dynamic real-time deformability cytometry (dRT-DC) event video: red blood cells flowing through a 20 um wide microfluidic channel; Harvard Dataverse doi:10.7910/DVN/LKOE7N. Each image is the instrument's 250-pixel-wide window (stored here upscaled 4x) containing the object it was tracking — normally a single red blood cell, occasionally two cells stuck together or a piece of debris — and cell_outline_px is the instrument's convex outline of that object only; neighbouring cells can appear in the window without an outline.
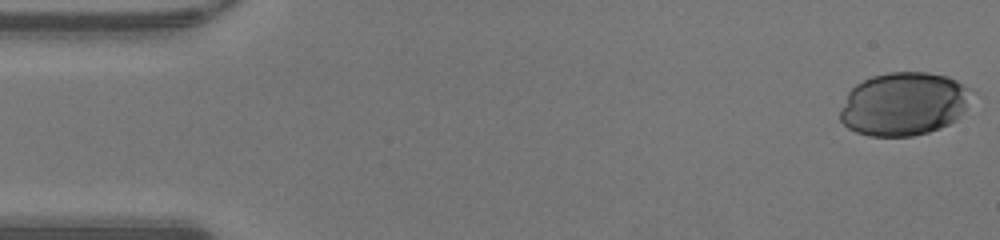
{"species": "human", "species_latin": "Homo sapiens", "temperature_condition": "warm", "stored_images_in_passage": 48, "camera_frame_rate_fps": 3000, "um_per_image_px": 0.085, "donor": {"sex": "male"}, "frame": {"image": 1, "passage_image": 1, "time_ms": 0.0, "image_size_px": [1000, 240], "cell_outline_px": [[976, 92], [956, 120], [940, 128], [928, 132], [912, 136], [868, 136], [856, 132], [848, 128], [840, 120], [840, 112], [848, 92], [856, 84], [872, 76], [888, 72], [928, 72], [948, 76], [956, 80]], "centroid_in_image_um": [76.85, 8.83], "position_along_channel_um": 8.2, "area_um2": 48.73}}
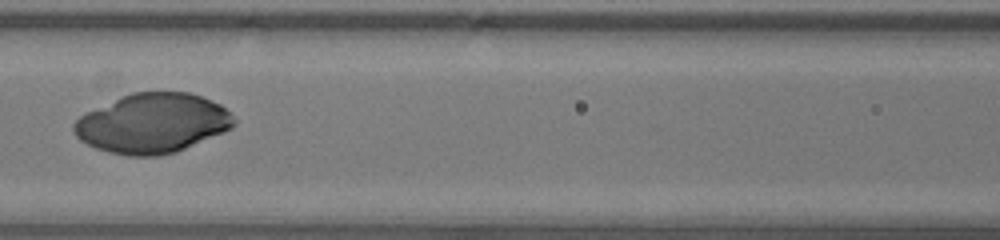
{"frame": {"image": 2, "passage_image": 21, "time_ms": 6.667, "image_size_px": [1000, 240], "cell_outline_px": [[236, 124], [232, 128], [224, 132], [176, 152], [160, 156], [128, 156], [108, 152], [96, 148], [80, 140], [76, 136], [72, 128], [72, 124], [80, 116], [88, 112], [132, 92], [188, 92], [200, 96], [220, 104], [232, 112], [236, 120]], "centroid_in_image_um": [13.0, 10.49], "position_along_channel_um": 153.6, "area_um2": 55.49}}
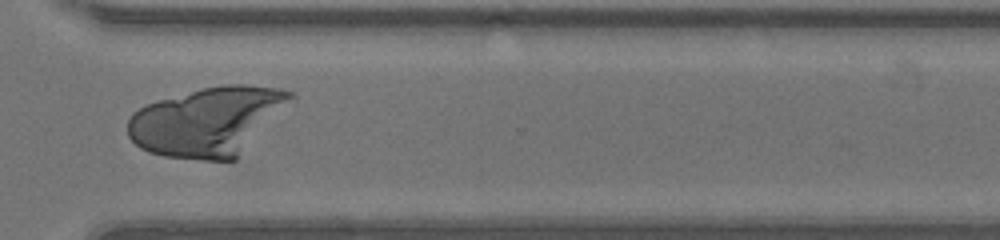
{"frame": {"image": 3, "passage_image": 35, "time_ms": 11.333, "image_size_px": [1000, 240], "cell_outline_px": [[296, 96], [236, 160], [200, 160], [164, 156], [148, 152], [140, 148], [128, 136], [128, 120], [132, 112], [148, 104], [160, 100], [204, 88], [224, 84], [244, 84], [280, 88], [292, 92]], "centroid_in_image_um": [17.65, 10.32], "position_along_channel_um": 352.9, "area_um2": 64.97}}